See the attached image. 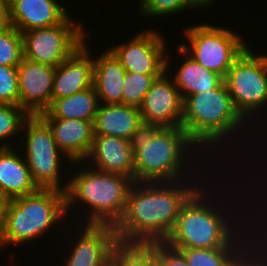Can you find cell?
<instances>
[{"mask_svg":"<svg viewBox=\"0 0 267 266\" xmlns=\"http://www.w3.org/2000/svg\"><path fill=\"white\" fill-rule=\"evenodd\" d=\"M182 183L181 180L134 182L129 189L124 215L115 226L117 241L165 242L176 225L181 208L198 190L187 178L185 184Z\"/></svg>","mask_w":267,"mask_h":266,"instance_id":"obj_1","label":"cell"},{"mask_svg":"<svg viewBox=\"0 0 267 266\" xmlns=\"http://www.w3.org/2000/svg\"><path fill=\"white\" fill-rule=\"evenodd\" d=\"M129 142L134 157V182L184 180V152L187 148L191 151L195 144L182 127L142 123Z\"/></svg>","mask_w":267,"mask_h":266,"instance_id":"obj_2","label":"cell"},{"mask_svg":"<svg viewBox=\"0 0 267 266\" xmlns=\"http://www.w3.org/2000/svg\"><path fill=\"white\" fill-rule=\"evenodd\" d=\"M204 190L206 189L199 188L183 205L176 225L165 242L173 248L213 249L243 246L240 243L242 240L238 238L239 234L235 233L236 229L233 230L230 226L232 221H229L234 215L230 218L232 215L229 214L228 219L224 216L225 213H220L224 210H219L218 204L214 203L212 206L209 200L207 202L209 192Z\"/></svg>","mask_w":267,"mask_h":266,"instance_id":"obj_3","label":"cell"},{"mask_svg":"<svg viewBox=\"0 0 267 266\" xmlns=\"http://www.w3.org/2000/svg\"><path fill=\"white\" fill-rule=\"evenodd\" d=\"M82 170L68 180L65 192L66 212L80 202L86 208L90 207V211L85 210L89 216L87 224L115 227L124 215L129 189L134 181L129 177L102 172L93 167Z\"/></svg>","mask_w":267,"mask_h":266,"instance_id":"obj_4","label":"cell"},{"mask_svg":"<svg viewBox=\"0 0 267 266\" xmlns=\"http://www.w3.org/2000/svg\"><path fill=\"white\" fill-rule=\"evenodd\" d=\"M244 122L246 120L233 105L225 81L213 90L191 94L183 100L181 127L195 147H215L220 142L224 143L233 132L238 131L237 128L241 129Z\"/></svg>","mask_w":267,"mask_h":266,"instance_id":"obj_5","label":"cell"},{"mask_svg":"<svg viewBox=\"0 0 267 266\" xmlns=\"http://www.w3.org/2000/svg\"><path fill=\"white\" fill-rule=\"evenodd\" d=\"M66 213L65 192L57 189L39 188L32 194L11 199L0 236V248L34 241L65 218Z\"/></svg>","mask_w":267,"mask_h":266,"instance_id":"obj_6","label":"cell"},{"mask_svg":"<svg viewBox=\"0 0 267 266\" xmlns=\"http://www.w3.org/2000/svg\"><path fill=\"white\" fill-rule=\"evenodd\" d=\"M184 34L190 45L181 43V47L199 64L223 78L248 47L240 34L212 24H197L187 28Z\"/></svg>","mask_w":267,"mask_h":266,"instance_id":"obj_7","label":"cell"},{"mask_svg":"<svg viewBox=\"0 0 267 266\" xmlns=\"http://www.w3.org/2000/svg\"><path fill=\"white\" fill-rule=\"evenodd\" d=\"M26 137L25 160L34 183L41 189H57L66 192L68 182L62 186L60 176V154L48 124L39 115H30L24 122Z\"/></svg>","mask_w":267,"mask_h":266,"instance_id":"obj_8","label":"cell"},{"mask_svg":"<svg viewBox=\"0 0 267 266\" xmlns=\"http://www.w3.org/2000/svg\"><path fill=\"white\" fill-rule=\"evenodd\" d=\"M249 48L233 62L224 78L233 105L244 120H251L249 114L253 118L254 112L267 105V62Z\"/></svg>","mask_w":267,"mask_h":266,"instance_id":"obj_9","label":"cell"},{"mask_svg":"<svg viewBox=\"0 0 267 266\" xmlns=\"http://www.w3.org/2000/svg\"><path fill=\"white\" fill-rule=\"evenodd\" d=\"M76 23L68 16L54 26L22 32L23 57L56 68L81 48L86 40L85 27Z\"/></svg>","mask_w":267,"mask_h":266,"instance_id":"obj_10","label":"cell"},{"mask_svg":"<svg viewBox=\"0 0 267 266\" xmlns=\"http://www.w3.org/2000/svg\"><path fill=\"white\" fill-rule=\"evenodd\" d=\"M155 30L140 32L127 43L112 46L109 51L126 72L162 75L166 71V44Z\"/></svg>","mask_w":267,"mask_h":266,"instance_id":"obj_11","label":"cell"},{"mask_svg":"<svg viewBox=\"0 0 267 266\" xmlns=\"http://www.w3.org/2000/svg\"><path fill=\"white\" fill-rule=\"evenodd\" d=\"M170 59L166 57V71L153 82L140 108L142 123L160 127H181L183 98L168 74Z\"/></svg>","mask_w":267,"mask_h":266,"instance_id":"obj_12","label":"cell"},{"mask_svg":"<svg viewBox=\"0 0 267 266\" xmlns=\"http://www.w3.org/2000/svg\"><path fill=\"white\" fill-rule=\"evenodd\" d=\"M55 67L22 57L17 66L19 106L39 115L51 106Z\"/></svg>","mask_w":267,"mask_h":266,"instance_id":"obj_13","label":"cell"},{"mask_svg":"<svg viewBox=\"0 0 267 266\" xmlns=\"http://www.w3.org/2000/svg\"><path fill=\"white\" fill-rule=\"evenodd\" d=\"M75 240L65 266H110L115 244L118 242L112 225L86 224ZM73 251V252H72Z\"/></svg>","mask_w":267,"mask_h":266,"instance_id":"obj_14","label":"cell"},{"mask_svg":"<svg viewBox=\"0 0 267 266\" xmlns=\"http://www.w3.org/2000/svg\"><path fill=\"white\" fill-rule=\"evenodd\" d=\"M39 116L50 127L58 148L73 164L87 158L94 139V121L53 118L47 111Z\"/></svg>","mask_w":267,"mask_h":266,"instance_id":"obj_15","label":"cell"},{"mask_svg":"<svg viewBox=\"0 0 267 266\" xmlns=\"http://www.w3.org/2000/svg\"><path fill=\"white\" fill-rule=\"evenodd\" d=\"M69 14L56 0H12L8 22L21 33L62 23Z\"/></svg>","mask_w":267,"mask_h":266,"instance_id":"obj_16","label":"cell"},{"mask_svg":"<svg viewBox=\"0 0 267 266\" xmlns=\"http://www.w3.org/2000/svg\"><path fill=\"white\" fill-rule=\"evenodd\" d=\"M55 68L51 104L93 86V57L85 43Z\"/></svg>","mask_w":267,"mask_h":266,"instance_id":"obj_17","label":"cell"},{"mask_svg":"<svg viewBox=\"0 0 267 266\" xmlns=\"http://www.w3.org/2000/svg\"><path fill=\"white\" fill-rule=\"evenodd\" d=\"M94 169L120 174L134 181V157L129 140L121 137L94 135L91 150L85 159ZM95 163V165H94Z\"/></svg>","mask_w":267,"mask_h":266,"instance_id":"obj_18","label":"cell"},{"mask_svg":"<svg viewBox=\"0 0 267 266\" xmlns=\"http://www.w3.org/2000/svg\"><path fill=\"white\" fill-rule=\"evenodd\" d=\"M13 147H0V193L11 200L36 192L26 160Z\"/></svg>","mask_w":267,"mask_h":266,"instance_id":"obj_19","label":"cell"},{"mask_svg":"<svg viewBox=\"0 0 267 266\" xmlns=\"http://www.w3.org/2000/svg\"><path fill=\"white\" fill-rule=\"evenodd\" d=\"M142 124L140 108L126 104H99L94 120V135L130 139Z\"/></svg>","mask_w":267,"mask_h":266,"instance_id":"obj_20","label":"cell"},{"mask_svg":"<svg viewBox=\"0 0 267 266\" xmlns=\"http://www.w3.org/2000/svg\"><path fill=\"white\" fill-rule=\"evenodd\" d=\"M125 75L124 67L108 49L93 58V86L100 104H122Z\"/></svg>","mask_w":267,"mask_h":266,"instance_id":"obj_21","label":"cell"},{"mask_svg":"<svg viewBox=\"0 0 267 266\" xmlns=\"http://www.w3.org/2000/svg\"><path fill=\"white\" fill-rule=\"evenodd\" d=\"M178 50L183 56L187 55V58L179 66L176 75L172 79L183 100L191 94L213 90L224 81L221 75L206 69L188 55L181 45L178 46Z\"/></svg>","mask_w":267,"mask_h":266,"instance_id":"obj_22","label":"cell"},{"mask_svg":"<svg viewBox=\"0 0 267 266\" xmlns=\"http://www.w3.org/2000/svg\"><path fill=\"white\" fill-rule=\"evenodd\" d=\"M94 86L71 96L56 99L47 110L53 118L94 121L99 107Z\"/></svg>","mask_w":267,"mask_h":266,"instance_id":"obj_23","label":"cell"},{"mask_svg":"<svg viewBox=\"0 0 267 266\" xmlns=\"http://www.w3.org/2000/svg\"><path fill=\"white\" fill-rule=\"evenodd\" d=\"M112 266H157L155 242L124 243L117 242L111 256Z\"/></svg>","mask_w":267,"mask_h":266,"instance_id":"obj_24","label":"cell"},{"mask_svg":"<svg viewBox=\"0 0 267 266\" xmlns=\"http://www.w3.org/2000/svg\"><path fill=\"white\" fill-rule=\"evenodd\" d=\"M242 248V249H241ZM185 257L188 266H229L243 251L238 248H175Z\"/></svg>","mask_w":267,"mask_h":266,"instance_id":"obj_25","label":"cell"},{"mask_svg":"<svg viewBox=\"0 0 267 266\" xmlns=\"http://www.w3.org/2000/svg\"><path fill=\"white\" fill-rule=\"evenodd\" d=\"M29 116L19 105L0 104V147H12L7 142L2 144V141L24 134L22 128Z\"/></svg>","mask_w":267,"mask_h":266,"instance_id":"obj_26","label":"cell"},{"mask_svg":"<svg viewBox=\"0 0 267 266\" xmlns=\"http://www.w3.org/2000/svg\"><path fill=\"white\" fill-rule=\"evenodd\" d=\"M160 76L126 72L123 83L122 104L140 107L153 82Z\"/></svg>","mask_w":267,"mask_h":266,"instance_id":"obj_27","label":"cell"},{"mask_svg":"<svg viewBox=\"0 0 267 266\" xmlns=\"http://www.w3.org/2000/svg\"><path fill=\"white\" fill-rule=\"evenodd\" d=\"M23 57L22 34L8 24L0 30V65L18 66Z\"/></svg>","mask_w":267,"mask_h":266,"instance_id":"obj_28","label":"cell"},{"mask_svg":"<svg viewBox=\"0 0 267 266\" xmlns=\"http://www.w3.org/2000/svg\"><path fill=\"white\" fill-rule=\"evenodd\" d=\"M140 13L146 16H168L187 10L198 8L191 0H140Z\"/></svg>","mask_w":267,"mask_h":266,"instance_id":"obj_29","label":"cell"},{"mask_svg":"<svg viewBox=\"0 0 267 266\" xmlns=\"http://www.w3.org/2000/svg\"><path fill=\"white\" fill-rule=\"evenodd\" d=\"M0 104L19 105L17 66L0 65Z\"/></svg>","mask_w":267,"mask_h":266,"instance_id":"obj_30","label":"cell"},{"mask_svg":"<svg viewBox=\"0 0 267 266\" xmlns=\"http://www.w3.org/2000/svg\"><path fill=\"white\" fill-rule=\"evenodd\" d=\"M155 252L160 266H188L184 255L166 242H155Z\"/></svg>","mask_w":267,"mask_h":266,"instance_id":"obj_31","label":"cell"},{"mask_svg":"<svg viewBox=\"0 0 267 266\" xmlns=\"http://www.w3.org/2000/svg\"><path fill=\"white\" fill-rule=\"evenodd\" d=\"M253 245H255V244H251V246H248L249 247L248 249H245L241 253V266H267V253H266L267 250L263 251L264 249H262V252H261L260 247L255 245L256 246V248H255V246L253 247ZM266 247H267L266 244L264 245V247L262 246V248L267 249ZM252 248L255 250H253ZM257 249H260V250H257ZM248 250H250V251L252 250L253 252L251 251V253H250V251H248ZM261 253H263L264 256L265 255L266 256L264 257L263 254H261ZM260 255H262V256H260Z\"/></svg>","mask_w":267,"mask_h":266,"instance_id":"obj_32","label":"cell"},{"mask_svg":"<svg viewBox=\"0 0 267 266\" xmlns=\"http://www.w3.org/2000/svg\"><path fill=\"white\" fill-rule=\"evenodd\" d=\"M9 201H10L9 199L4 197L0 193V236H1L2 231L4 229L6 210H7V206H8Z\"/></svg>","mask_w":267,"mask_h":266,"instance_id":"obj_33","label":"cell"},{"mask_svg":"<svg viewBox=\"0 0 267 266\" xmlns=\"http://www.w3.org/2000/svg\"><path fill=\"white\" fill-rule=\"evenodd\" d=\"M8 24V5L0 1V30Z\"/></svg>","mask_w":267,"mask_h":266,"instance_id":"obj_34","label":"cell"},{"mask_svg":"<svg viewBox=\"0 0 267 266\" xmlns=\"http://www.w3.org/2000/svg\"><path fill=\"white\" fill-rule=\"evenodd\" d=\"M197 7L210 6L211 2L214 0H191Z\"/></svg>","mask_w":267,"mask_h":266,"instance_id":"obj_35","label":"cell"},{"mask_svg":"<svg viewBox=\"0 0 267 266\" xmlns=\"http://www.w3.org/2000/svg\"><path fill=\"white\" fill-rule=\"evenodd\" d=\"M229 266H241V254Z\"/></svg>","mask_w":267,"mask_h":266,"instance_id":"obj_36","label":"cell"},{"mask_svg":"<svg viewBox=\"0 0 267 266\" xmlns=\"http://www.w3.org/2000/svg\"><path fill=\"white\" fill-rule=\"evenodd\" d=\"M1 2H4L6 5H9L12 0H0Z\"/></svg>","mask_w":267,"mask_h":266,"instance_id":"obj_37","label":"cell"}]
</instances>
